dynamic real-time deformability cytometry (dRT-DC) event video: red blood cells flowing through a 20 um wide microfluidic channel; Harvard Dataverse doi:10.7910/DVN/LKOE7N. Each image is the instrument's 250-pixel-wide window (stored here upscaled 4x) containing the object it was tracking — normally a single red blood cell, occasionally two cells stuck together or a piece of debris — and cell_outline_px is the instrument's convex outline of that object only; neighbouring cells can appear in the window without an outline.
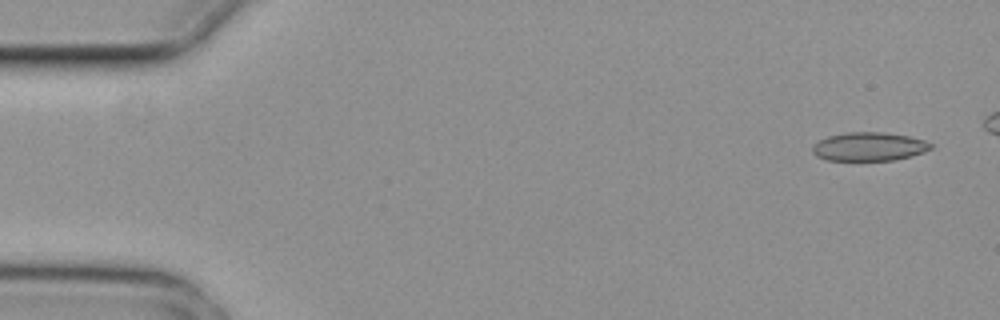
{"species": "common noctule bat (a hibernating species)", "species_latin": "Nyctalus noctula", "temperature_condition": "cold", "stored_images_in_passage": 2, "segment_of_instrument_passage": [2, 2], "camera_frame_rate_fps": 3000, "um_per_image_px": 0.085, "animal": {"sex": "female", "body_mass_g": 29.2, "forearm_length_mm": 56.3}, "frame": {"image": 1, "passage_image": 2, "time_ms": 0.333, "image_size_px": [1000, 320], "cell_outline_px": [[932, 148], [924, 152], [912, 156], [892, 160], [828, 160], [816, 156], [812, 152], [812, 144], [828, 136], [848, 132], [884, 132], [908, 136], [924, 140], [932, 144]], "centroid_in_image_um": [73.86, 12.46], "position_along_channel_um": 11.1, "area_um2": 19.71}}